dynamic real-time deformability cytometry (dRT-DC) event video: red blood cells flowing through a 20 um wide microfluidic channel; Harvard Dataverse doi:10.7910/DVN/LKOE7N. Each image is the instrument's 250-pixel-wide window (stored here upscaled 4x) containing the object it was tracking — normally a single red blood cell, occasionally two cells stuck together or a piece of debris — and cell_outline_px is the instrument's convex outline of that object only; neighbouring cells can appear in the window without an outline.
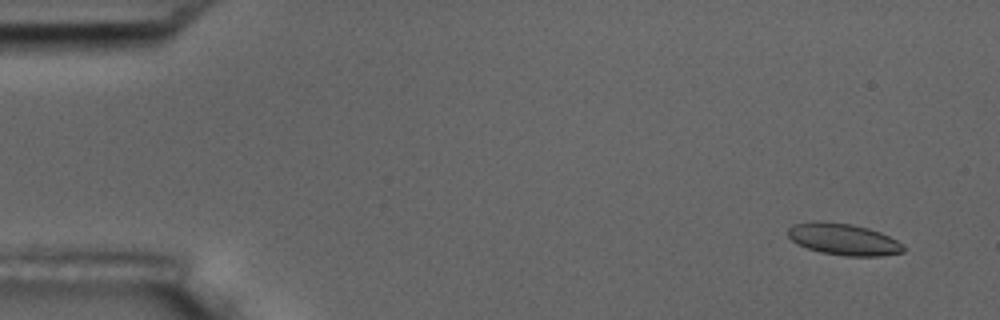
{"species": "common noctule bat (a hibernating species)", "species_latin": "Nyctalus noctula", "temperature_condition": "room temperature", "stored_images_in_passage": 57, "camera_frame_rate_fps": 3000, "um_per_image_px": 0.085, "animal": {"sex": "male", "body_mass_g": 17.5, "forearm_length_mm": 52.3}, "frame": {"image": 1, "passage_image": 4, "time_ms": 1.0, "image_size_px": [1000, 320], "cell_outline_px": [[904, 252], [880, 256], [844, 256], [820, 252], [796, 244], [788, 236], [788, 228], [792, 224], [812, 220], [824, 220], [852, 224], [868, 228], [880, 232], [904, 244]], "centroid_in_image_um": [71.66, 20.32], "position_along_channel_um": 13.3, "area_um2": 21.62}}
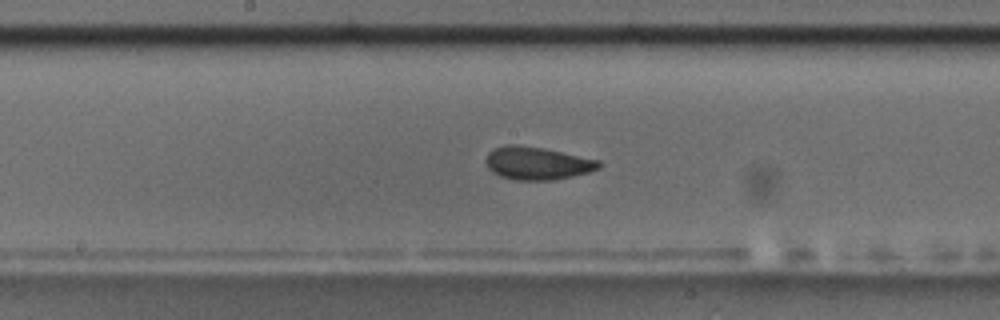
{"frame": {"image": 2, "passage_image": 30, "time_ms": 9.667, "image_size_px": [1000, 320], "cell_outline_px": [[600, 168], [588, 172], [572, 176], [552, 180], [512, 180], [500, 176], [492, 172], [488, 168], [484, 160], [488, 152], [492, 148], [504, 144], [516, 144], [544, 148], [600, 160]], "centroid_in_image_um": [45.6, 13.86], "position_along_channel_um": 202.6, "area_um2": 21.91}}
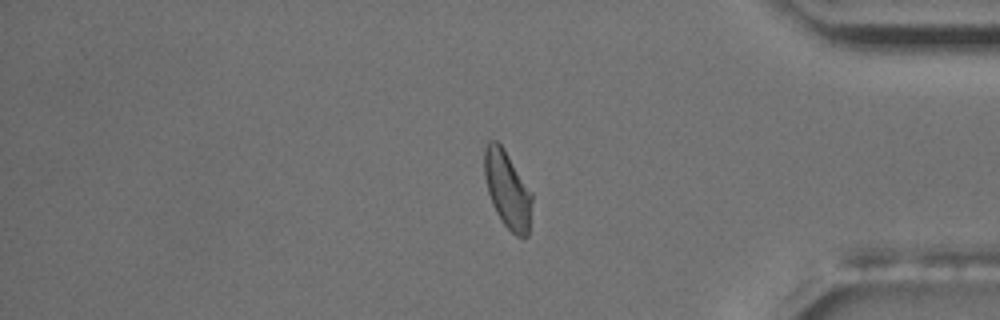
{"frame": {"image": 3, "passage_image": 48, "time_ms": 15.667, "image_size_px": [1000, 320], "cell_outline_px": [[532, 200], [528, 236], [516, 236], [504, 224], [496, 212], [492, 204], [488, 192], [484, 176], [484, 148], [488, 140], [496, 140], [504, 148], [532, 192]], "centroid_in_image_um": [43.12, 16.08], "position_along_channel_um": 392.1, "area_um2": 21.39}, "authors_computed_cell_mechanics": {"area_um2": 21.4438, "velocity_mm_per_s": 3.5506, "shape_relaxation_time_tau1_ms": 6.5317, "shape_relaxation_time_tau2_ms": 1.4662, "deformation_change_tau1": 0.1207, "deformation_change_tau2": 0.0827}}